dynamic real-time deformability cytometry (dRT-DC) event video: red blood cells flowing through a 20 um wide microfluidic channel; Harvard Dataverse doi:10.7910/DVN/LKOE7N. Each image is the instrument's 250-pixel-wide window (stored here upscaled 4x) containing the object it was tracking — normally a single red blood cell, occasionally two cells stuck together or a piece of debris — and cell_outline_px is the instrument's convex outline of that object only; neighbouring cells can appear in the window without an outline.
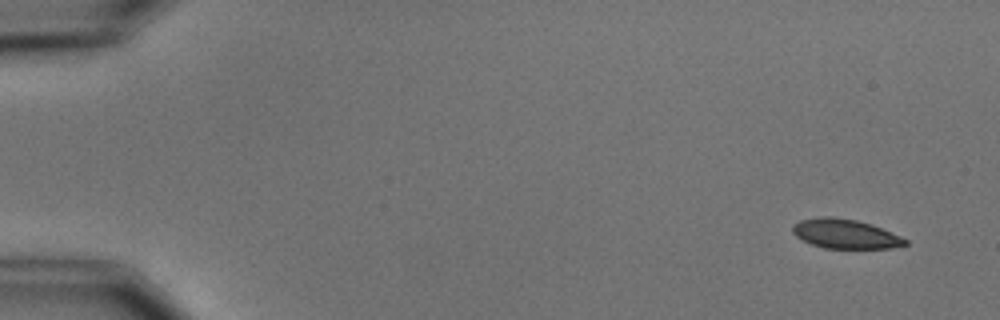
{"species": "common noctule bat (a hibernating species)", "species_latin": "Nyctalus noctula", "temperature_condition": "cold", "stored_images_in_passage": 9, "camera_frame_rate_fps": 3000, "um_per_image_px": 0.085, "animal": {"sex": "male", "body_mass_g": 15.6}, "frame": {"image": 1, "passage_image": 1, "time_ms": 0.0, "image_size_px": [1000, 320], "cell_outline_px": [[908, 244], [888, 248], [824, 248], [812, 244], [796, 236], [792, 232], [792, 224], [800, 220], [824, 216], [836, 216], [856, 220], [872, 224], [900, 236], [908, 240]], "centroid_in_image_um": [71.83, 19.86], "position_along_channel_um": 13.2, "area_um2": 19.25}}
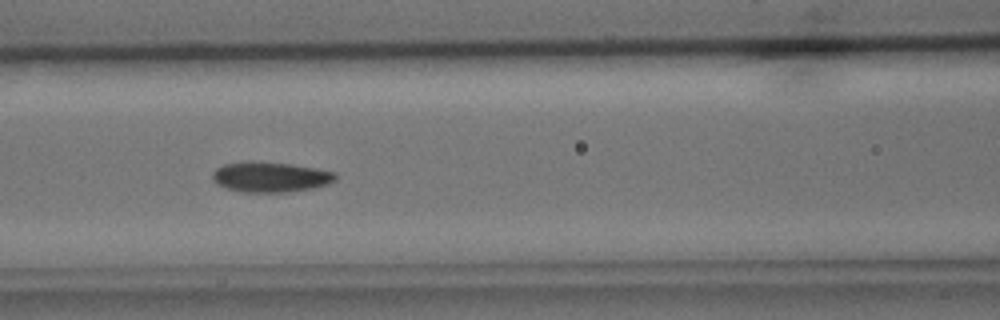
{"frame": {"image": 2, "passage_image": 7, "time_ms": 7.0, "image_size_px": [1000, 320], "cell_outline_px": [[336, 180], [328, 184], [312, 188], [284, 192], [240, 192], [224, 188], [216, 184], [212, 180], [212, 172], [216, 168], [224, 164], [244, 160], [252, 160], [292, 164], [316, 168], [336, 172]], "centroid_in_image_um": [22.93, 15.03], "position_along_channel_um": 143.7, "area_um2": 22.14}}
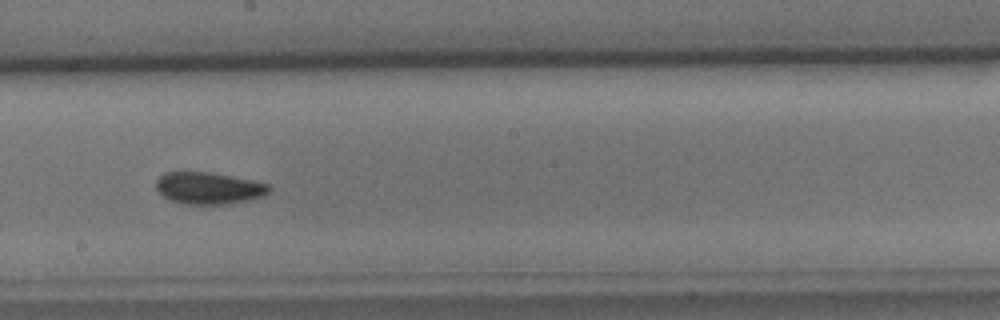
{"frame": {"image": 3, "passage_image": 9, "time_ms": 9.333, "image_size_px": [1000, 320], "cell_outline_px": [[272, 188], [264, 196], [232, 204], [184, 204], [168, 200], [156, 188], [156, 180], [164, 172], [212, 172], [272, 184]], "centroid_in_image_um": [17.77, 15.99], "position_along_channel_um": 230.4, "area_um2": 21.27}}